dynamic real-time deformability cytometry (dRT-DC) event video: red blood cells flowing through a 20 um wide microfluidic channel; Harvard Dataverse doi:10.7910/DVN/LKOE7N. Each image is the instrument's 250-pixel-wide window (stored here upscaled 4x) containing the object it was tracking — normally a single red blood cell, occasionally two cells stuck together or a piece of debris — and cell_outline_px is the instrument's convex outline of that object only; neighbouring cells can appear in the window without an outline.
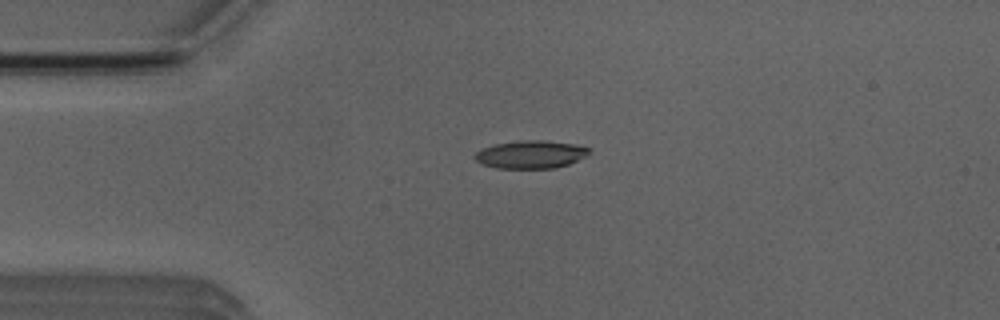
{"species": "Egyptian fruit bat (a non-hibernating species)", "species_latin": "Rousettus aegyptiacus", "temperature_condition": "room temperature", "stored_images_in_passage": 3, "camera_frame_rate_fps": 3000, "um_per_image_px": 0.085, "animal": {"sex": "male"}, "frame": {"image": 1, "passage_image": 1, "time_ms": 0.0, "image_size_px": [1000, 320], "cell_outline_px": [[588, 156], [568, 164], [552, 168], [496, 168], [480, 164], [472, 156], [476, 152], [484, 148], [496, 144], [520, 140], [544, 140], [572, 144], [588, 148]], "centroid_in_image_um": [45.07, 13.13], "position_along_channel_um": 39.9, "area_um2": 18.44}}